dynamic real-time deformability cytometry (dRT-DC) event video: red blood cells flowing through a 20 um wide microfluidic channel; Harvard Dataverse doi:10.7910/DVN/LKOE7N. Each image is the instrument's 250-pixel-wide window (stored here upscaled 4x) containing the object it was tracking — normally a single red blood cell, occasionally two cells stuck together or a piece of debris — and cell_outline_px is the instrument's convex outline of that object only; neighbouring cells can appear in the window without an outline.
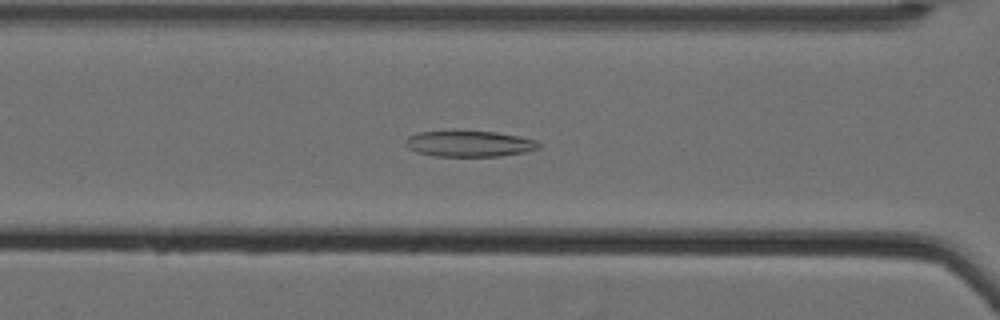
{"species": "Egyptian fruit bat (a non-hibernating species)", "species_latin": "Rousettus aegyptiacus", "temperature_condition": "cold", "stored_images_in_passage": 43, "segment_of_instrument_passage": [1, 2], "camera_frame_rate_fps": 3000, "um_per_image_px": 0.085, "animal": {"sex": "female"}, "frame": {"image": 1, "passage_image": 11, "time_ms": 3.333, "image_size_px": [1000, 320], "cell_outline_px": [[540, 148], [524, 152], [500, 156], [436, 156], [416, 152], [408, 148], [404, 144], [404, 140], [408, 136], [420, 132], [496, 132], [520, 136], [536, 140], [540, 144]], "centroid_in_image_um": [39.89, 12.23], "position_along_channel_um": 126.7, "area_um2": 19.94}}
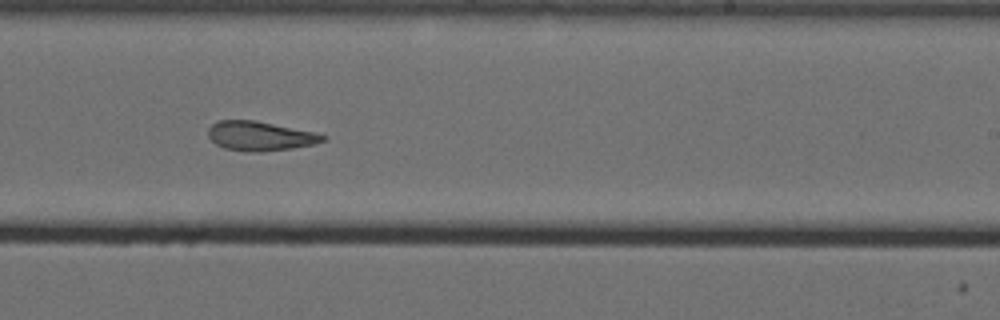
{"frame": {"image": 2, "passage_image": 23, "time_ms": 7.333, "image_size_px": [1000, 320], "cell_outline_px": [[328, 136], [324, 140], [316, 144], [292, 148], [260, 152], [256, 152], [224, 148], [216, 144], [208, 136], [208, 128], [212, 124], [220, 120], [256, 120], [316, 132]], "centroid_in_image_um": [22.13, 11.55], "position_along_channel_um": 266.9, "area_um2": 19.65}}
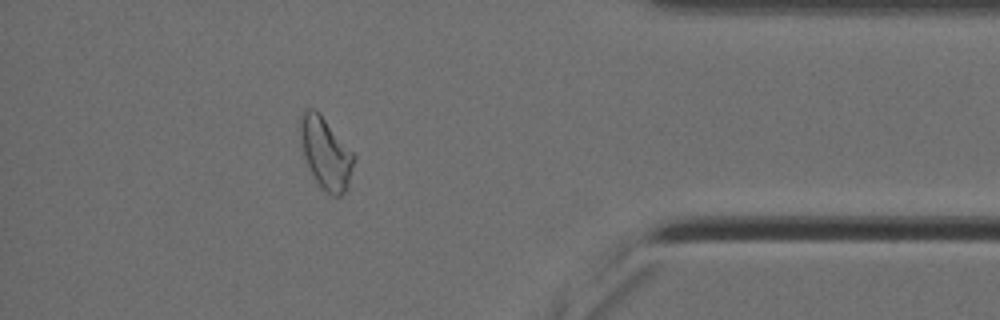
{"frame": {"image": 3, "passage_image": 37, "time_ms": 12.0, "image_size_px": [1000, 320], "cell_outline_px": [[356, 160], [348, 188], [340, 196], [336, 196], [328, 192], [312, 176], [304, 156], [300, 144], [300, 116], [304, 108], [316, 108], [320, 112], [356, 156]], "centroid_in_image_um": [27.69, 12.97], "position_along_channel_um": 407.5, "area_um2": 22.6}}